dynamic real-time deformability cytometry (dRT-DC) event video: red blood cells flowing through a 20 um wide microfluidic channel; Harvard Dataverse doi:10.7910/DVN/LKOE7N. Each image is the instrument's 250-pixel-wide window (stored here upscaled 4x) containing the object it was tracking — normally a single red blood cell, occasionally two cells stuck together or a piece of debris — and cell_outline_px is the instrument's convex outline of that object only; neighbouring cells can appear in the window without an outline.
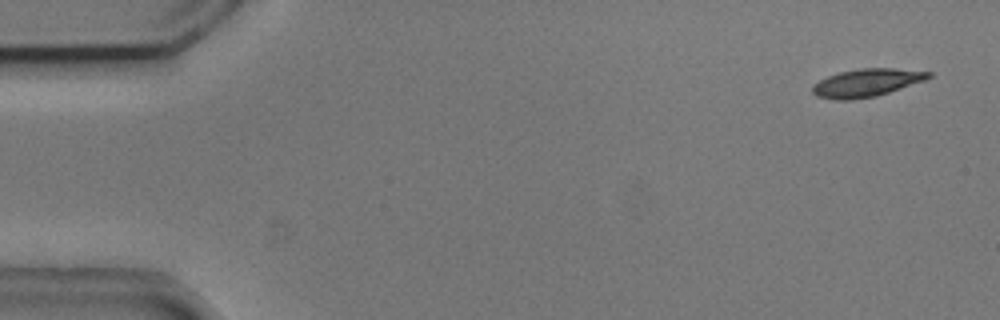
{"species": "common noctule bat (a hibernating species)", "species_latin": "Nyctalus noctula", "temperature_condition": "cold", "stored_images_in_passage": 6, "camera_frame_rate_fps": 3000, "um_per_image_px": 0.085, "animal": {"sex": "male", "body_mass_g": 20.5, "forearm_length_mm": 52.5}, "frame": {"image": 1, "passage_image": 1, "time_ms": 0.0, "image_size_px": [1000, 320], "cell_outline_px": [[932, 76], [924, 80], [876, 96], [852, 100], [836, 100], [816, 96], [812, 92], [812, 84], [828, 76], [840, 72], [860, 68], [892, 68], [932, 72]], "centroid_in_image_um": [73.62, 7.04], "position_along_channel_um": 11.4, "area_um2": 18.73}}
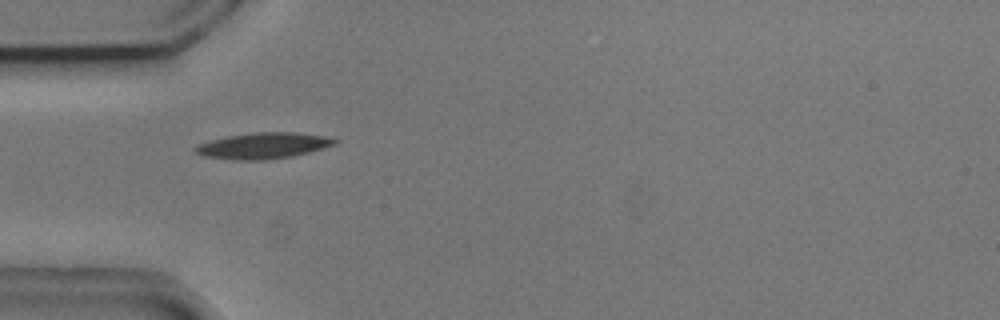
{"frame": {"image": 2, "passage_image": 5, "time_ms": 1.333, "image_size_px": [1000, 320], "cell_outline_px": [[340, 140], [336, 144], [324, 148], [292, 156], [264, 160], [232, 160], [204, 156], [196, 152], [192, 148], [196, 144], [228, 136], [252, 132], [296, 132], [324, 136]], "centroid_in_image_um": [22.36, 12.38], "position_along_channel_um": 62.6, "area_um2": 21.21}}